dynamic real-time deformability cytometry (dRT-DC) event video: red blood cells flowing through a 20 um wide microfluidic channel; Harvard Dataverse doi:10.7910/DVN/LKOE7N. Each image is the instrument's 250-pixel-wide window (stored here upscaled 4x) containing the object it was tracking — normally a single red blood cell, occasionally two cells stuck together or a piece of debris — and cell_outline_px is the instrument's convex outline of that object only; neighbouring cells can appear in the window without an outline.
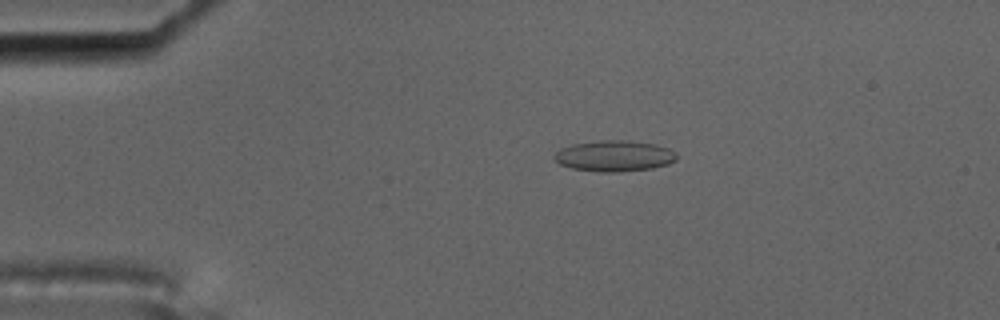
{"species": "common noctule bat (a hibernating species)", "species_latin": "Nyctalus noctula", "temperature_condition": "cold", "stored_images_in_passage": 5, "camera_frame_rate_fps": 3000, "um_per_image_px": 0.085, "animal": {"sex": "male", "body_mass_g": 17.5, "forearm_length_mm": 52.3}, "frame": {"image": 1, "passage_image": 4, "time_ms": 1.0, "image_size_px": [1000, 320], "cell_outline_px": [[676, 160], [668, 164], [652, 168], [620, 172], [596, 172], [572, 168], [560, 164], [552, 156], [560, 148], [572, 144], [600, 140], [628, 140], [656, 144], [668, 148], [676, 152]], "centroid_in_image_um": [52.21, 13.25], "position_along_channel_um": 32.8, "area_um2": 22.25}}